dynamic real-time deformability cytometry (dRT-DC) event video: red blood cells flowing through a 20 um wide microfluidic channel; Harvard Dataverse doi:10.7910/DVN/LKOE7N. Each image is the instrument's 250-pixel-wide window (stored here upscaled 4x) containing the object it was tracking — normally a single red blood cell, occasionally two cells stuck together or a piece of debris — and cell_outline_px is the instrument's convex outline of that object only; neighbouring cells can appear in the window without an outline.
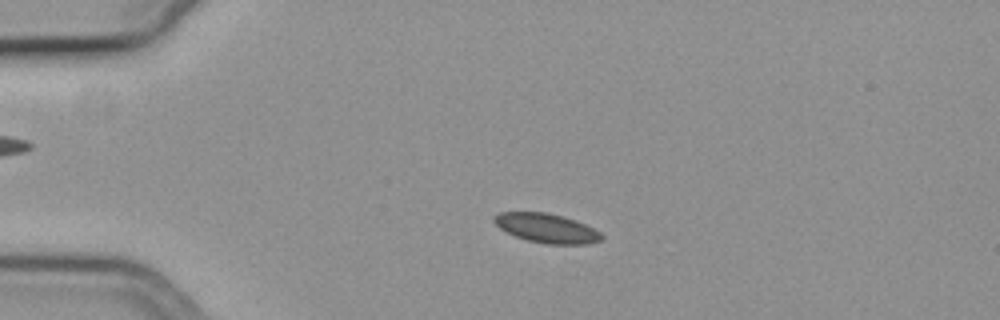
{"species": "common noctule bat (a hibernating species)", "species_latin": "Nyctalus noctula", "temperature_condition": "cold", "stored_images_in_passage": 47, "camera_frame_rate_fps": 3000, "um_per_image_px": 0.085, "animal": {"sex": "female", "body_mass_g": 19.3, "forearm_length_mm": 54.1}, "frame": {"image": 1, "passage_image": 12, "time_ms": 3.667, "image_size_px": [1000, 320], "cell_outline_px": [[604, 236], [600, 240], [588, 244], [548, 244], [528, 240], [516, 236], [500, 228], [492, 220], [492, 216], [500, 212], [544, 212], [576, 220], [600, 232]], "centroid_in_image_um": [46.45, 19.39], "position_along_channel_um": 38.6, "area_um2": 18.09}}
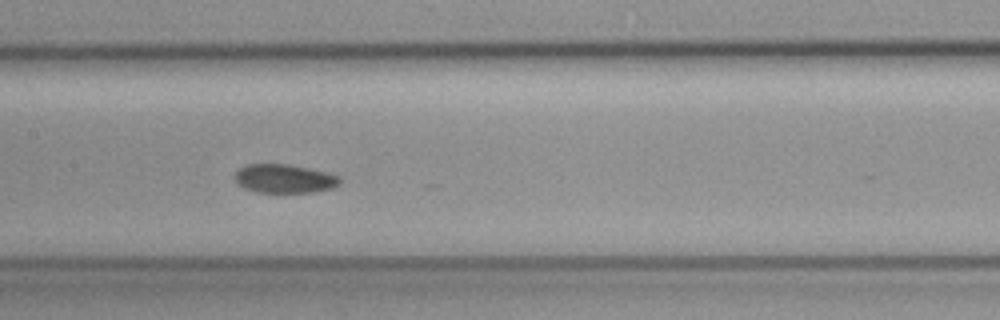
{"frame": {"image": 2, "passage_image": 27, "time_ms": 8.667, "image_size_px": [1000, 320], "cell_outline_px": [[340, 184], [332, 188], [316, 192], [256, 192], [244, 188], [236, 184], [236, 172], [240, 168], [248, 164], [288, 164], [308, 168], [340, 176]], "centroid_in_image_um": [24.17, 15.19], "position_along_channel_um": 183.2, "area_um2": 17.51}}
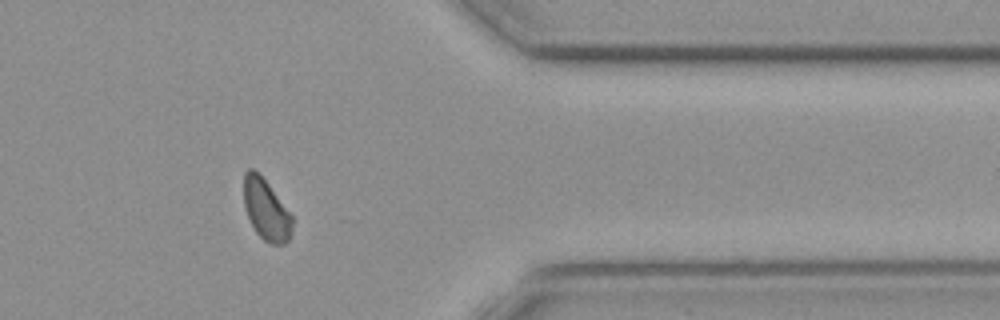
{"frame": {"image": 3, "passage_image": 45, "time_ms": 14.667, "image_size_px": [1000, 320], "cell_outline_px": [[292, 232], [288, 240], [284, 244], [268, 244], [256, 232], [244, 208], [244, 172], [248, 168], [252, 168], [260, 172], [292, 216]], "centroid_in_image_um": [22.61, 17.8], "position_along_channel_um": 388.8, "area_um2": 17.28}}